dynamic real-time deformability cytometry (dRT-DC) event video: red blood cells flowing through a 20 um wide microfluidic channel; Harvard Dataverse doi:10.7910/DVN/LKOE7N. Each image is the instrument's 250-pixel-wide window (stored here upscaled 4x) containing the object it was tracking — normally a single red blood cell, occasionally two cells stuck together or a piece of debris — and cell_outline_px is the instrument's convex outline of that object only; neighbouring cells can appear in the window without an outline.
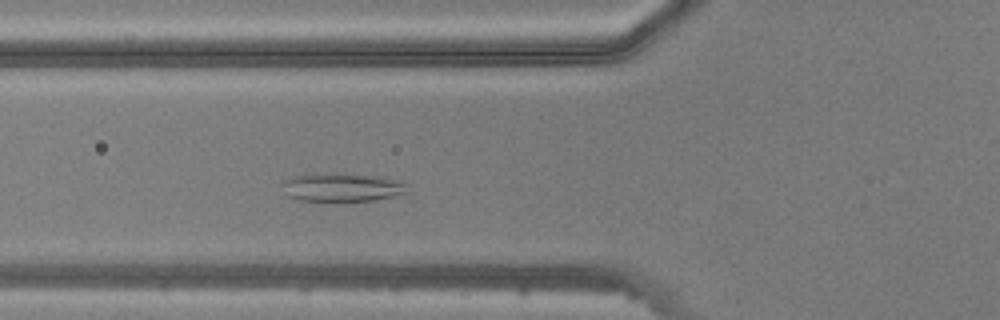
{"species": "common noctule bat (a hibernating species)", "species_latin": "Nyctalus noctula", "temperature_condition": "warm", "stored_images_in_passage": 42, "segment_of_instrument_passage": [1, 2], "camera_frame_rate_fps": 3000, "um_per_image_px": 0.085, "animal": {"sex": "male", "body_mass_g": 20.5, "forearm_length_mm": 52.5}, "frame": {"image": 1, "passage_image": 11, "time_ms": 3.333, "image_size_px": [1000, 320], "cell_outline_px": [[408, 184], [404, 192], [392, 196], [376, 200], [300, 200], [288, 196], [280, 184], [296, 176], [384, 176]], "centroid_in_image_um": [29.12, 15.96], "position_along_channel_um": 96.7, "area_um2": 19.19}}
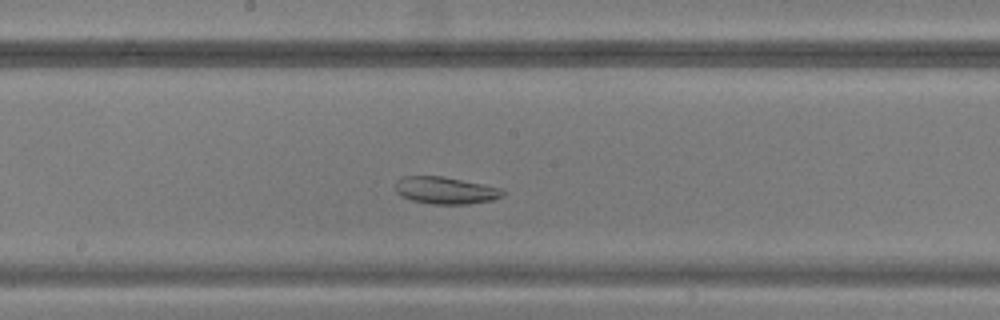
{"frame": {"image": 2, "passage_image": 19, "time_ms": 6.0, "image_size_px": [1000, 320], "cell_outline_px": [[504, 196], [492, 200], [468, 204], [432, 204], [412, 200], [400, 196], [396, 192], [396, 180], [404, 176], [444, 176], [504, 188]], "centroid_in_image_um": [37.89, 16.18], "position_along_channel_um": 210.3, "area_um2": 17.17}}
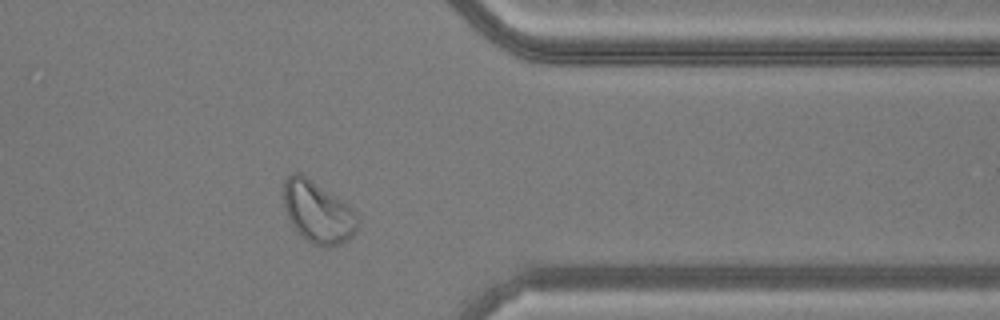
{"frame": {"image": 3, "passage_image": 32, "time_ms": 10.333, "image_size_px": [1000, 320], "cell_outline_px": [[360, 224], [356, 232], [348, 240], [332, 248], [324, 248], [312, 244], [292, 224], [288, 216], [284, 204], [284, 180], [292, 172], [300, 172], [348, 204], [356, 212], [360, 220]], "centroid_in_image_um": [27.07, 18.04], "position_along_channel_um": 384.3, "area_um2": 26.76}}